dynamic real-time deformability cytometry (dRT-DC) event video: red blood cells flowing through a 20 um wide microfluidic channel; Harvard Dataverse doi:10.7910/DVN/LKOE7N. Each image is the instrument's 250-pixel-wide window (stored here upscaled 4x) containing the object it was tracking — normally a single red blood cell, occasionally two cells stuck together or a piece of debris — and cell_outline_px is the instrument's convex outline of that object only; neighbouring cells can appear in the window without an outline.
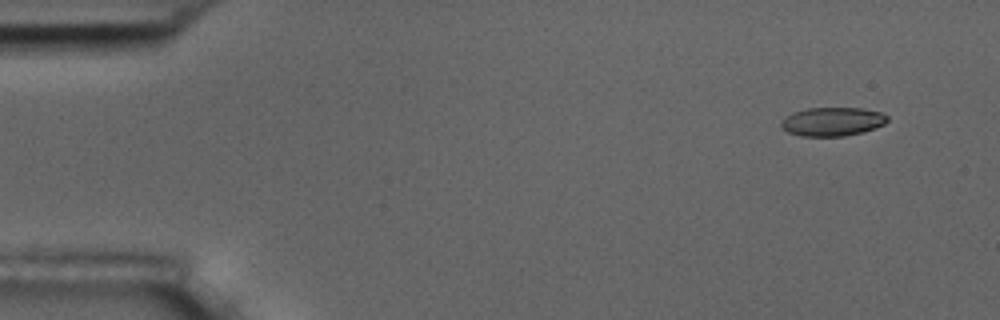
{"species": "common noctule bat (a hibernating species)", "species_latin": "Nyctalus noctula", "temperature_condition": "room temperature", "stored_images_in_passage": 4, "camera_frame_rate_fps": 3000, "um_per_image_px": 0.085, "animal": {"sex": "male", "body_mass_g": 17.5, "forearm_length_mm": 52.3}, "frame": {"image": 1, "passage_image": 1, "time_ms": 0.0, "image_size_px": [1000, 320], "cell_outline_px": [[888, 120], [884, 124], [876, 128], [864, 132], [844, 136], [800, 136], [788, 132], [780, 124], [780, 120], [784, 116], [792, 112], [808, 108], [860, 108], [884, 112], [888, 116]], "centroid_in_image_um": [70.76, 10.33], "position_along_channel_um": 14.2, "area_um2": 18.03}}